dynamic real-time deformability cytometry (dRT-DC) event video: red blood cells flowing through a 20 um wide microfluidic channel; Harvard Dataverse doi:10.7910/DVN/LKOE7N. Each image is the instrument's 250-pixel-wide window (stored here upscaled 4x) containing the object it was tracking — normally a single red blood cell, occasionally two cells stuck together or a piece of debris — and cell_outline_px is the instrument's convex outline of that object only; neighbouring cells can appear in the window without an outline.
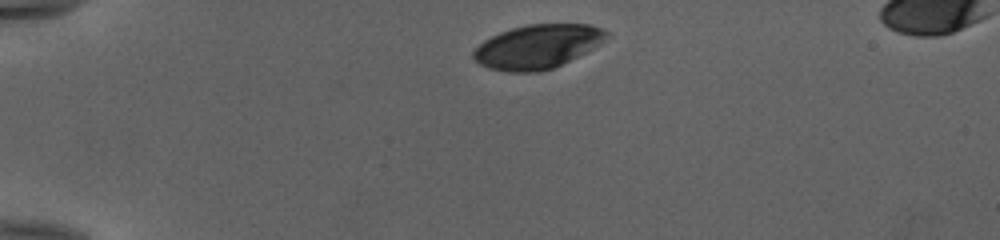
{"species": "human", "species_latin": "Homo sapiens", "temperature_condition": "cold", "stored_images_in_passage": 36, "camera_frame_rate_fps": 3000, "um_per_image_px": 0.085, "donor": {"sex": "female"}, "frame": {"image": 1, "passage_image": 1, "time_ms": 0.0, "image_size_px": [1000, 240], "cell_outline_px": [[612, 36], [600, 44], [552, 68], [540, 72], [508, 72], [488, 68], [480, 64], [472, 56], [472, 52], [484, 40], [500, 32], [512, 28], [528, 24], [588, 24], [600, 28], [608, 32]], "centroid_in_image_um": [45.68, 3.95], "position_along_channel_um": 39.3, "area_um2": 33.87}}
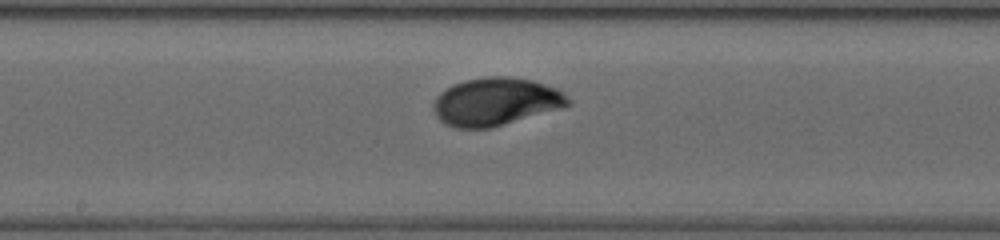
{"frame": {"image": 2, "passage_image": 18, "time_ms": 5.667, "image_size_px": [1000, 240], "cell_outline_px": [[572, 104], [560, 108], [492, 128], [456, 128], [444, 124], [436, 116], [432, 108], [432, 104], [436, 96], [440, 92], [452, 84], [464, 80], [488, 76], [512, 76], [532, 80], [556, 88], [564, 92], [572, 100]], "centroid_in_image_um": [42.12, 8.63], "position_along_channel_um": 206.1, "area_um2": 37.92}}
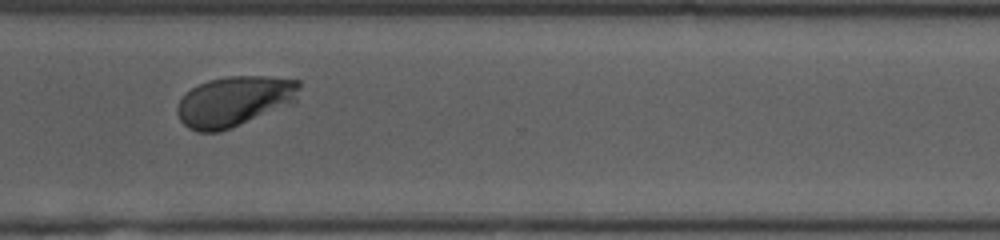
{"frame": {"image": 3, "passage_image": 29, "time_ms": 9.333, "image_size_px": [1000, 240], "cell_outline_px": [[300, 84], [296, 100], [232, 128], [220, 132], [196, 132], [188, 128], [180, 120], [176, 112], [176, 108], [180, 100], [192, 88], [208, 80], [228, 76], [268, 76], [300, 80]], "centroid_in_image_um": [19.88, 8.61], "position_along_channel_um": 350.7, "area_um2": 35.43}, "authors_computed_cell_mechanics": {"area_um2": 36.1828, "velocity_mm_per_s": 3.9415, "shape_relaxation_time_tau1_ms": 2.8712, "shape_relaxation_time_tau2_ms": null, "deformation_change_tau1": 0.1562, "deformation_change_tau2": null}}